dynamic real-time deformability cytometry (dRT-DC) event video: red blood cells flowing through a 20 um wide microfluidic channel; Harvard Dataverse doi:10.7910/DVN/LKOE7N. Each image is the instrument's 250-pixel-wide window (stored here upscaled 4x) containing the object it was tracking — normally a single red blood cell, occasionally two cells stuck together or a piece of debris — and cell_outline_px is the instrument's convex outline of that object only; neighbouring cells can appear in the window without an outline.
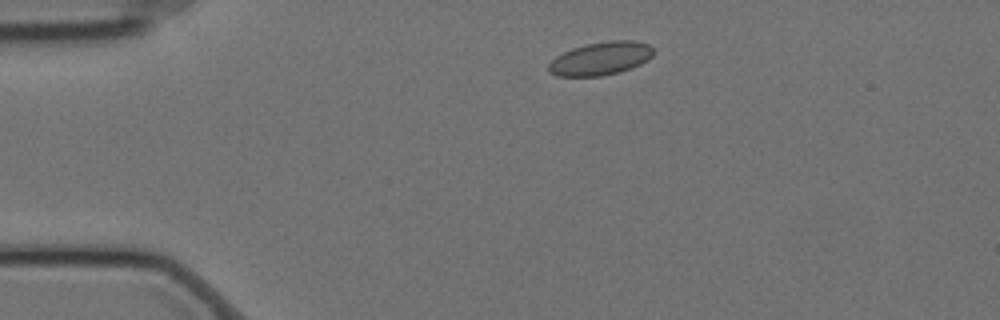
{"species": "Egyptian fruit bat (a non-hibernating species)", "species_latin": "Rousettus aegyptiacus", "temperature_condition": "cold", "stored_images_in_passage": 3, "camera_frame_rate_fps": 3000, "um_per_image_px": 0.085, "animal": {"sex": "female"}, "frame": {"image": 1, "passage_image": 2, "time_ms": 0.333, "image_size_px": [1000, 320], "cell_outline_px": [[652, 56], [648, 60], [632, 68], [600, 76], [556, 76], [548, 72], [548, 64], [556, 56], [572, 48], [584, 44], [608, 40], [632, 40], [648, 44], [652, 48]], "centroid_in_image_um": [51.03, 4.96], "position_along_channel_um": 34.0, "area_um2": 20.29}}